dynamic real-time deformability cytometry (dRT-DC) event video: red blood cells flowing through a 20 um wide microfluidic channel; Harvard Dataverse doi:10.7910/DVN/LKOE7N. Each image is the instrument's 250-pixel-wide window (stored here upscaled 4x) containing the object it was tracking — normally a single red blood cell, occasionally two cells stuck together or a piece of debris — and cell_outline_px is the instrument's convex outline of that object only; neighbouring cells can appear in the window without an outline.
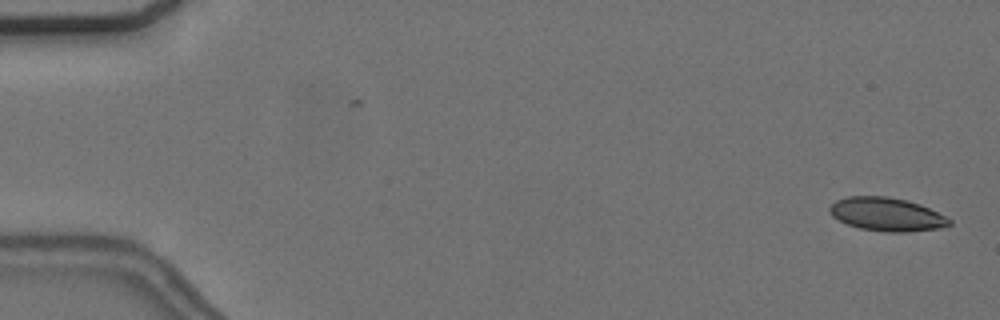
{"species": "common noctule bat (a hibernating species)", "species_latin": "Nyctalus noctula", "temperature_condition": "cold", "stored_images_in_passage": 55, "camera_frame_rate_fps": 3000, "um_per_image_px": 0.085, "animal": {"sex": "female", "body_mass_g": 24.6, "forearm_length_mm": 56.2}, "frame": {"image": 1, "passage_image": 1, "time_ms": 0.0, "image_size_px": [1000, 320], "cell_outline_px": [[952, 224], [940, 228], [908, 232], [884, 232], [860, 228], [848, 224], [832, 216], [828, 212], [828, 208], [836, 200], [848, 196], [888, 196], [908, 200], [920, 204], [952, 220]], "centroid_in_image_um": [75.36, 18.21], "position_along_channel_um": 9.6, "area_um2": 23.35}}
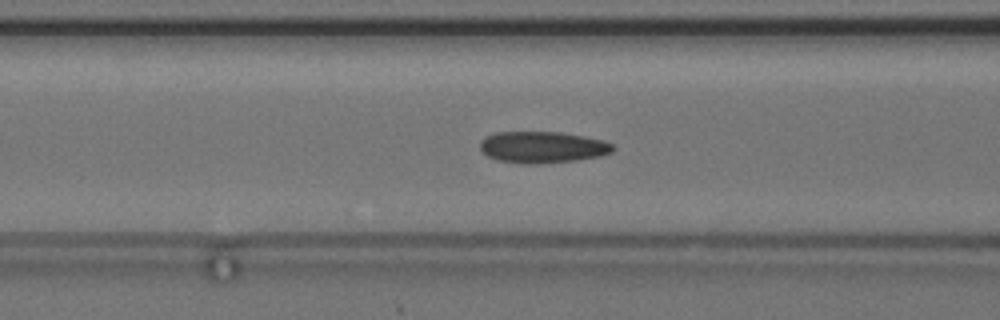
{"frame": {"image": 2, "passage_image": 22, "time_ms": 7.0, "image_size_px": [1000, 320], "cell_outline_px": [[616, 148], [612, 152], [600, 156], [576, 160], [532, 164], [524, 164], [496, 160], [488, 156], [480, 148], [480, 140], [484, 136], [496, 132], [560, 132], [584, 136], [604, 140], [612, 144]], "centroid_in_image_um": [46.1, 12.5], "position_along_channel_um": 120.5, "area_um2": 24.51}}
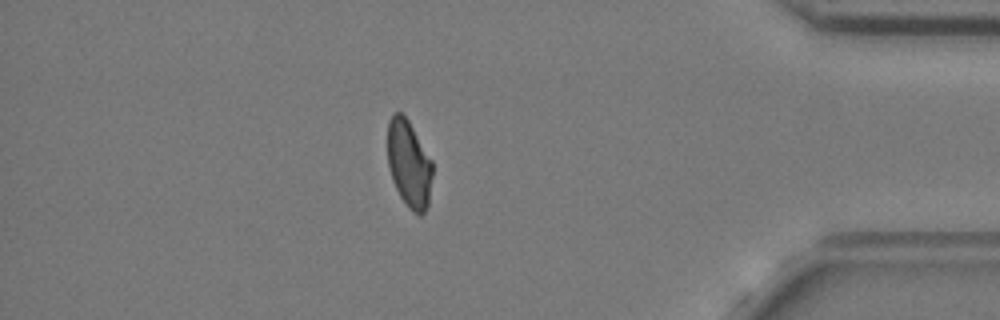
{"frame": {"image": 3, "passage_image": 48, "time_ms": 15.667, "image_size_px": [1000, 320], "cell_outline_px": [[432, 176], [428, 204], [424, 212], [420, 216], [408, 208], [400, 196], [392, 180], [388, 164], [388, 120], [392, 112], [400, 112], [408, 120], [432, 160]], "centroid_in_image_um": [34.76, 13.92], "position_along_channel_um": 400.4, "area_um2": 22.77}, "authors_computed_cell_mechanics": {"area_um2": 23.8714, "velocity_mm_per_s": 3.6601, "shape_relaxation_time_tau1_ms": null, "shape_relaxation_time_tau2_ms": 3.0553, "deformation_change_tau1": null, "deformation_change_tau2": 0.0896}}